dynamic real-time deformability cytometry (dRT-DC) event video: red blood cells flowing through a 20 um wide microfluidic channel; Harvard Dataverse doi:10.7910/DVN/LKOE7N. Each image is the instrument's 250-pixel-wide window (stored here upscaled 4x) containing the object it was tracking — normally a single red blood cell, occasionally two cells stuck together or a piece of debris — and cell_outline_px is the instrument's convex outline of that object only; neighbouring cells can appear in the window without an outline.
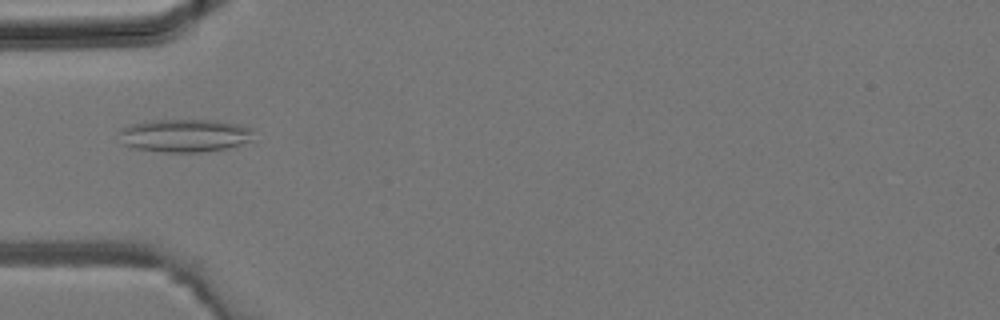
{"species": "common noctule bat (a hibernating species)", "species_latin": "Nyctalus noctula", "temperature_condition": "room temperature", "stored_images_in_passage": 33, "camera_frame_rate_fps": 3000, "um_per_image_px": 0.085, "animal": {"sex": "male", "body_mass_g": 19.2, "forearm_length_mm": 51.8}, "frame": {"image": 1, "passage_image": 12, "time_ms": 3.667, "image_size_px": [1000, 320], "cell_outline_px": [[252, 140], [228, 148], [200, 152], [164, 152], [136, 148], [124, 144], [120, 132], [120, 128], [132, 124], [152, 120], [216, 120], [236, 124], [252, 128]], "centroid_in_image_um": [15.72, 11.51], "position_along_channel_um": 69.3, "area_um2": 25.61}}
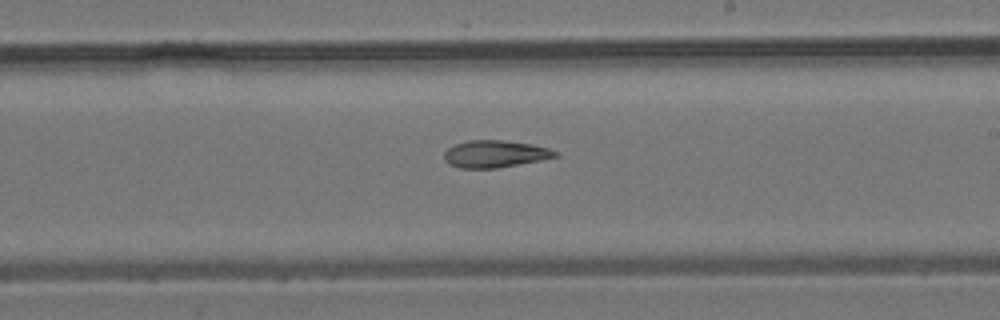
{"frame": {"image": 2, "passage_image": 22, "time_ms": 7.0, "image_size_px": [1000, 320], "cell_outline_px": [[560, 156], [540, 160], [496, 168], [460, 168], [448, 164], [444, 160], [444, 152], [448, 148], [456, 144], [468, 140], [504, 140], [532, 144], [548, 148], [560, 152]], "centroid_in_image_um": [42.08, 13.08], "position_along_channel_um": 246.9, "area_um2": 17.63}}
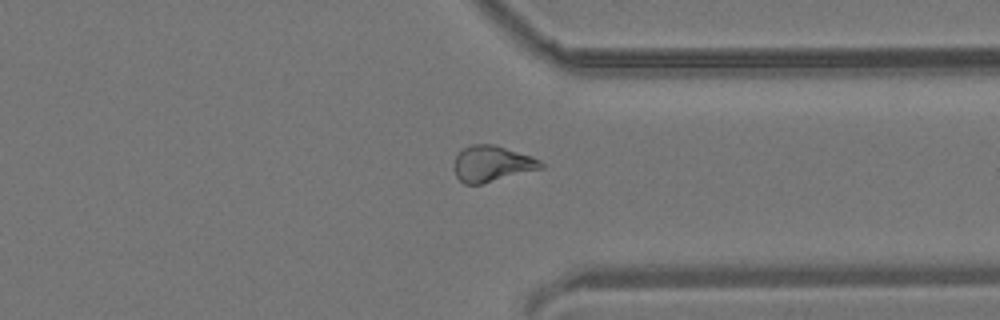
{"frame": {"image": 3, "passage_image": 29, "time_ms": 9.333, "image_size_px": [1000, 320], "cell_outline_px": [[544, 168], [480, 184], [464, 184], [456, 176], [452, 168], [456, 156], [464, 148], [472, 144], [492, 144], [532, 156], [540, 160], [544, 164]], "centroid_in_image_um": [41.81, 13.92], "position_along_channel_um": 369.6, "area_um2": 18.15}}